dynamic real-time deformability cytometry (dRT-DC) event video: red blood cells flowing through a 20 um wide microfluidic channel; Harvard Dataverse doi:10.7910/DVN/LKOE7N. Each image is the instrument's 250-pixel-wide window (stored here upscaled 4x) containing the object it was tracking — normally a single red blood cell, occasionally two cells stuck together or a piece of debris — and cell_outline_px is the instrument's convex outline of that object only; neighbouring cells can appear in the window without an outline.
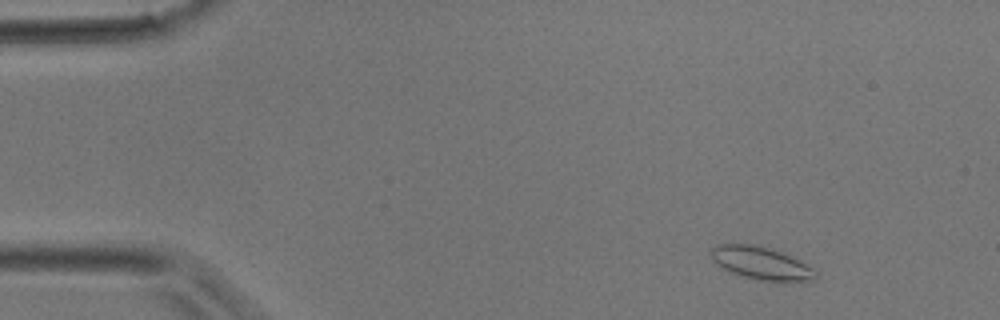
{"species": "common noctule bat (a hibernating species)", "species_latin": "Nyctalus noctula", "temperature_condition": "room temperature", "stored_images_in_passage": 37, "camera_frame_rate_fps": 3000, "um_per_image_px": 0.085, "animal": {"sex": "male", "body_mass_g": 17.9}, "frame": {"image": 1, "passage_image": 1, "time_ms": 0.0, "image_size_px": [1000, 320], "cell_outline_px": [[820, 276], [816, 280], [788, 284], [760, 280], [744, 276], [720, 268], [712, 260], [712, 248], [716, 244], [756, 244], [772, 248], [792, 256], [812, 268]], "centroid_in_image_um": [64.78, 22.4], "position_along_channel_um": 20.2, "area_um2": 20.63}}
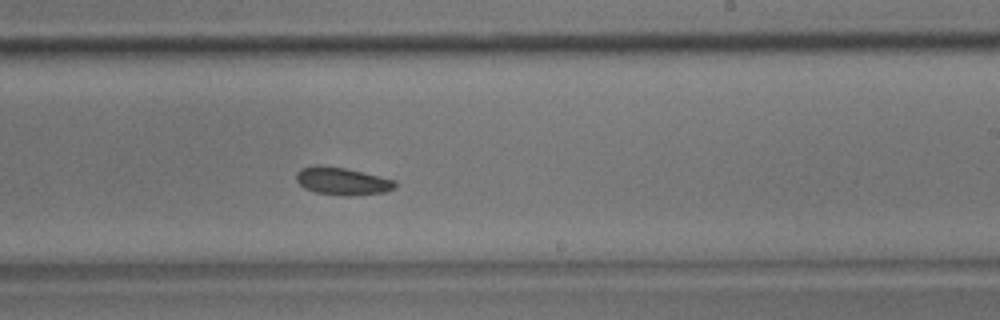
{"frame": {"image": 2, "passage_image": 21, "time_ms": 6.667, "image_size_px": [1000, 320], "cell_outline_px": [[396, 188], [384, 192], [348, 196], [340, 196], [316, 192], [304, 188], [296, 180], [296, 172], [300, 168], [316, 164], [320, 164], [344, 168], [396, 180]], "centroid_in_image_um": [29.06, 15.39], "position_along_channel_um": 259.9, "area_um2": 16.01}}
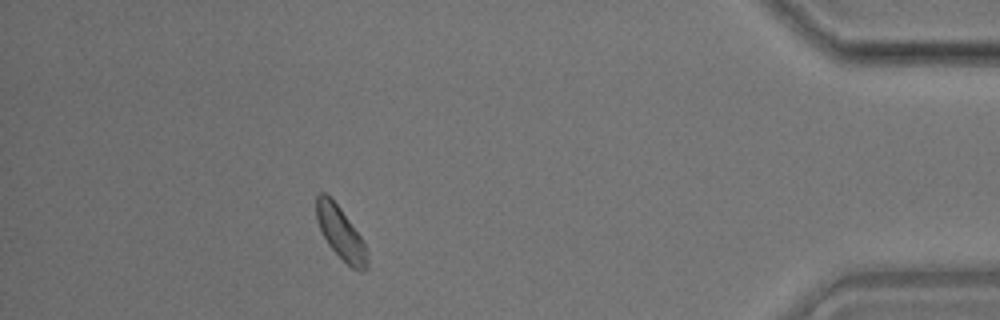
{"frame": {"image": 3, "passage_image": 33, "time_ms": 10.667, "image_size_px": [1000, 320], "cell_outline_px": [[368, 268], [364, 272], [360, 272], [352, 268], [328, 244], [316, 220], [316, 196], [320, 192], [324, 192], [340, 208], [360, 236], [368, 252]], "centroid_in_image_um": [28.97, 19.84], "position_along_channel_um": 406.2, "area_um2": 15.32}}